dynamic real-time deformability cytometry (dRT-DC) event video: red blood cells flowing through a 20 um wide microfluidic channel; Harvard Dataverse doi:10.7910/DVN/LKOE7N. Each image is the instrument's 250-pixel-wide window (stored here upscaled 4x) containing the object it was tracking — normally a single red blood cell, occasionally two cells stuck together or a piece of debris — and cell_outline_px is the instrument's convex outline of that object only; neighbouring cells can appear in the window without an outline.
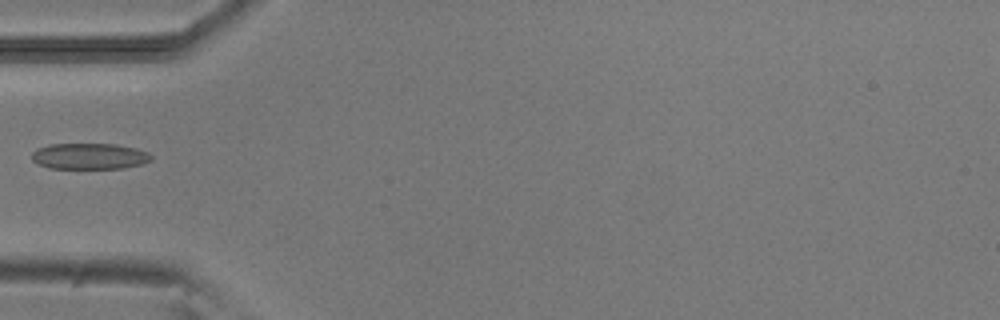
{"species": "common noctule bat (a hibernating species)", "species_latin": "Nyctalus noctula", "temperature_condition": "room temperature", "stored_images_in_passage": 36, "camera_frame_rate_fps": 3000, "um_per_image_px": 0.085, "animal": {"sex": "male", "body_mass_g": 20.5, "forearm_length_mm": 52.5}, "frame": {"image": 1, "passage_image": 1, "time_ms": 0.0, "image_size_px": [1000, 320], "cell_outline_px": [[152, 160], [140, 164], [124, 168], [48, 168], [32, 160], [32, 152], [36, 148], [48, 144], [116, 144], [136, 148], [148, 152], [152, 156]], "centroid_in_image_um": [7.6, 13.27], "position_along_channel_um": 77.4, "area_um2": 18.15}}
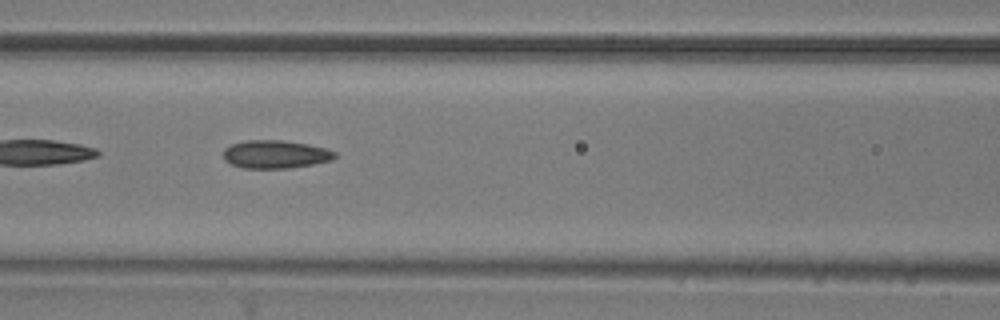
{"frame": {"image": 2, "passage_image": 6, "time_ms": 1.667, "image_size_px": [1000, 320], "cell_outline_px": [[336, 156], [332, 160], [312, 164], [288, 168], [244, 168], [232, 164], [224, 160], [224, 148], [232, 144], [244, 140], [280, 140], [308, 144], [324, 148], [336, 152]], "centroid_in_image_um": [23.39, 13.11], "position_along_channel_um": 143.2, "area_um2": 18.15}}
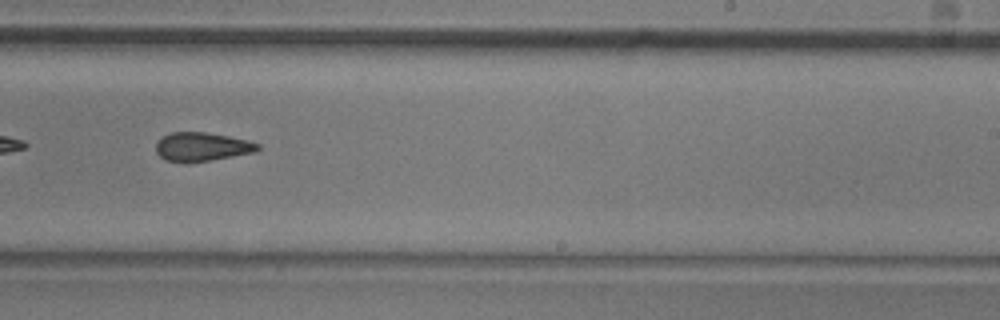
{"frame": {"image": 3, "passage_image": 16, "time_ms": 5.0, "image_size_px": [1000, 320], "cell_outline_px": [[260, 148], [256, 152], [208, 160], [164, 160], [156, 152], [156, 144], [164, 136], [172, 132], [204, 132], [228, 136], [248, 140], [260, 144]], "centroid_in_image_um": [17.21, 12.44], "position_along_channel_um": 271.8, "area_um2": 16.47}}